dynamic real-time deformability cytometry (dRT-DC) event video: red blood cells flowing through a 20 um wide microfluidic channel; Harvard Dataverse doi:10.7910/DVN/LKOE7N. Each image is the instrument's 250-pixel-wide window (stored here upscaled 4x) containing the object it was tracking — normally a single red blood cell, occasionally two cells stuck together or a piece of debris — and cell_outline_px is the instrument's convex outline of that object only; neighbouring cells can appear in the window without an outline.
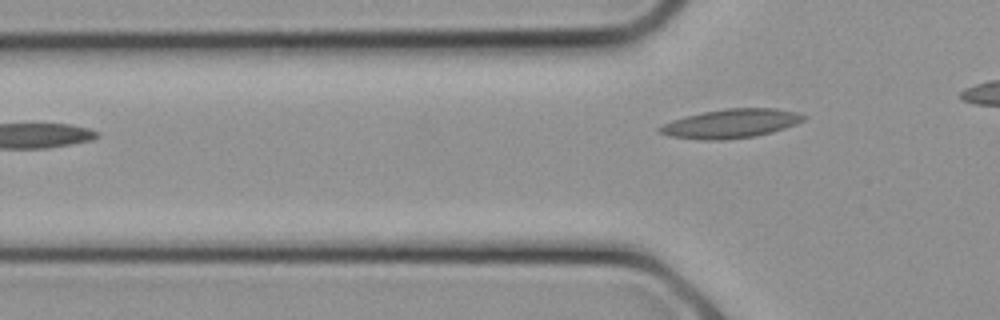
{"species": "common noctule bat (a hibernating species)", "species_latin": "Nyctalus noctula", "temperature_condition": "cold", "stored_images_in_passage": 3, "camera_frame_rate_fps": 3000, "um_per_image_px": 0.085, "animal": {"sex": "female", "body_mass_g": 21.9}, "frame": {"image": 1, "passage_image": 3, "time_ms": 0.667, "image_size_px": [1000, 320], "cell_outline_px": [[808, 116], [804, 120], [796, 124], [772, 132], [756, 136], [720, 140], [704, 140], [668, 136], [660, 132], [656, 128], [672, 120], [704, 112], [724, 108], [776, 108], [796, 112]], "centroid_in_image_um": [62.15, 10.5], "position_along_channel_um": 63.6, "area_um2": 24.22}}